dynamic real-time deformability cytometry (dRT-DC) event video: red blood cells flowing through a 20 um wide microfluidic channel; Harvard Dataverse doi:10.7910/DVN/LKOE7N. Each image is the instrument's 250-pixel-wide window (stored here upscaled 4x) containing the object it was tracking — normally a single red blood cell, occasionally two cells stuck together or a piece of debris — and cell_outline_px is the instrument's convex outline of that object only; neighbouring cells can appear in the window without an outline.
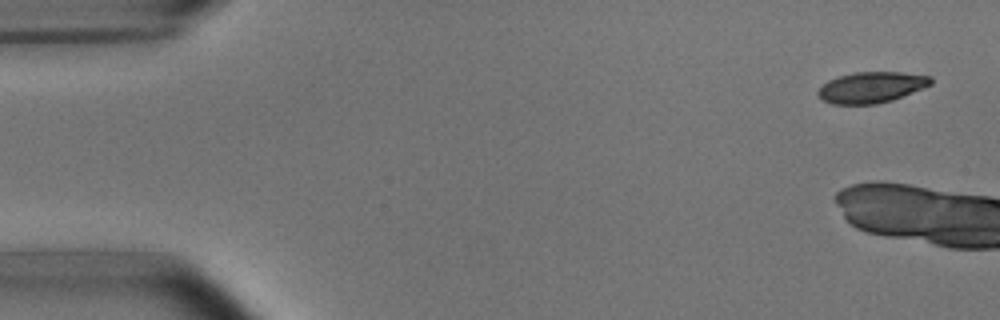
{"species": "common noctule bat (a hibernating species)", "species_latin": "Nyctalus noctula", "temperature_condition": "room temperature", "stored_images_in_passage": 11, "camera_frame_rate_fps": 3000, "um_per_image_px": 0.085, "animal": {"sex": "male", "body_mass_g": 15.6}, "frame": {"image": 1, "passage_image": 1, "time_ms": 0.0, "image_size_px": [1000, 320], "cell_outline_px": [[932, 84], [924, 88], [892, 100], [876, 104], [832, 104], [820, 100], [816, 92], [828, 80], [852, 72], [900, 72], [932, 76]], "centroid_in_image_um": [74.06, 7.42], "position_along_channel_um": 10.9, "area_um2": 20.46}}
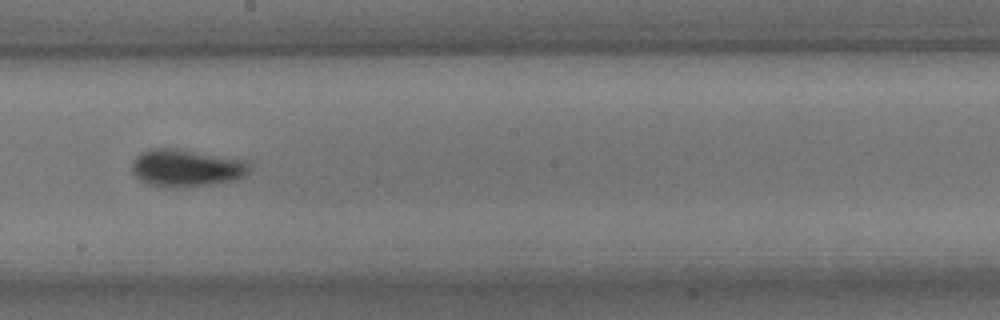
{"frame": {"image": 2, "passage_image": 10, "time_ms": 11.333, "image_size_px": [1000, 320], "cell_outline_px": [[248, 172], [244, 176], [236, 180], [208, 184], [176, 188], [172, 188], [148, 184], [140, 180], [132, 172], [132, 160], [136, 156], [148, 148], [172, 148], [248, 160]], "centroid_in_image_um": [15.8, 14.27], "position_along_channel_um": 232.4, "area_um2": 25.55}}
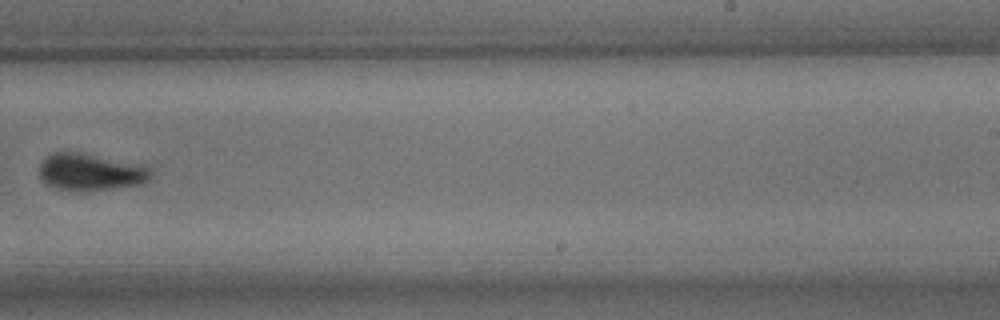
{"frame": {"image": 3, "passage_image": 11, "time_ms": 12.667, "image_size_px": [1000, 320], "cell_outline_px": [[152, 176], [144, 184], [112, 188], [52, 188], [40, 176], [40, 164], [52, 152], [80, 152], [152, 164]], "centroid_in_image_um": [7.85, 14.55], "position_along_channel_um": 281.1, "area_um2": 24.04}}